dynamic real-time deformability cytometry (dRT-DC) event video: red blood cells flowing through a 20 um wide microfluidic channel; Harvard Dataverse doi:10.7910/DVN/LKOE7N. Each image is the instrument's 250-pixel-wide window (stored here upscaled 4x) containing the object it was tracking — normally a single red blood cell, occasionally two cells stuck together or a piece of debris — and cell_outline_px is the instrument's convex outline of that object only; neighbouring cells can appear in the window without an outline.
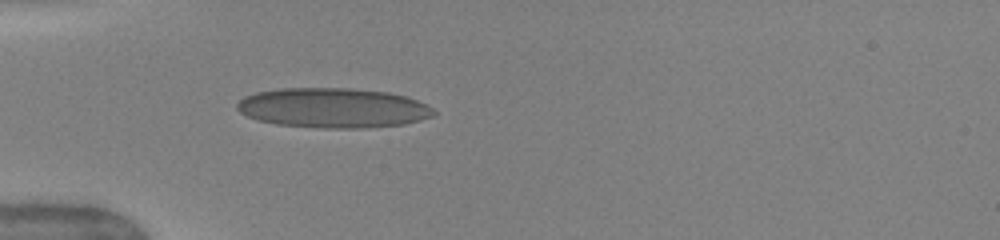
{"species": "human", "species_latin": "Homo sapiens", "temperature_condition": "warm", "stored_images_in_passage": 35, "camera_frame_rate_fps": 3000, "um_per_image_px": 0.085, "donor": {"sex": "female"}, "frame": {"image": 1, "passage_image": 1, "time_ms": 0.0, "image_size_px": [1000, 240], "cell_outline_px": [[436, 112], [432, 116], [420, 120], [404, 124], [364, 128], [324, 128], [276, 124], [260, 120], [248, 116], [240, 112], [236, 108], [236, 104], [244, 96], [256, 92], [280, 88], [352, 88], [388, 92], [404, 96], [416, 100], [432, 108]], "centroid_in_image_um": [28.29, 9.17], "position_along_channel_um": 56.7, "area_um2": 45.55}}
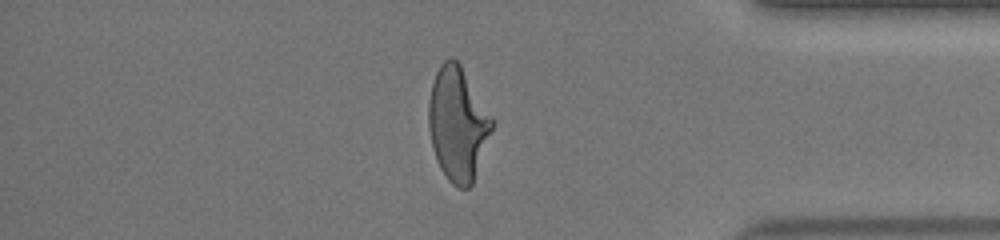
{"frame": {"image": 2, "passage_image": 28, "time_ms": 9.0, "image_size_px": [1000, 240], "cell_outline_px": [[492, 128], [472, 184], [468, 188], [460, 188], [452, 184], [448, 180], [440, 168], [436, 160], [428, 128], [428, 100], [432, 84], [436, 72], [440, 64], [448, 56], [452, 56], [460, 64], [492, 120]], "centroid_in_image_um": [38.85, 10.52], "position_along_channel_um": 396.3, "area_um2": 41.21}}
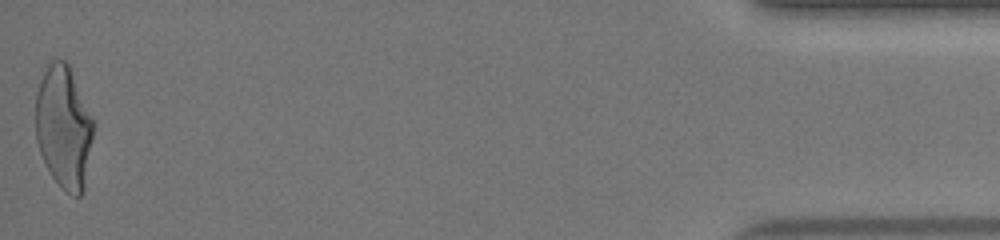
{"frame": {"image": 3, "passage_image": 35, "time_ms": 11.333, "image_size_px": [1000, 240], "cell_outline_px": [[92, 140], [84, 188], [80, 196], [72, 196], [60, 188], [52, 176], [40, 152], [36, 140], [36, 92], [40, 80], [48, 64], [52, 60], [64, 60], [68, 64], [92, 120]], "centroid_in_image_um": [5.39, 10.84], "position_along_channel_um": 429.8, "area_um2": 40.58}, "authors_computed_cell_mechanics": {"area_um2": 42.2518, "velocity_mm_per_s": 4.0846, "shape_relaxation_time_tau1_ms": 5.6268, "shape_relaxation_time_tau2_ms": null, "deformation_change_tau1": 0.2087, "deformation_change_tau2": null}}